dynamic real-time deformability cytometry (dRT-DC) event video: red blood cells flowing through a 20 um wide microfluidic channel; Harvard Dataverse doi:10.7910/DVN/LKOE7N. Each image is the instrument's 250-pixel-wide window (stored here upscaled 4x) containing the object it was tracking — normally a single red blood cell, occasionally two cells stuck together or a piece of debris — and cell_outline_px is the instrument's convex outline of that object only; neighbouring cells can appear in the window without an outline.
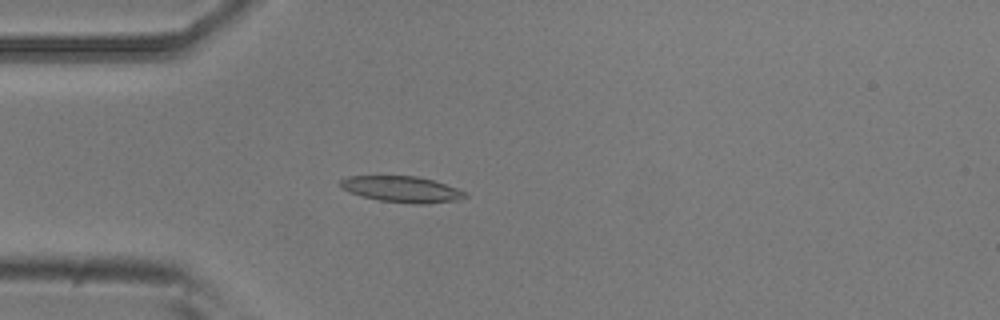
{"species": "common noctule bat (a hibernating species)", "species_latin": "Nyctalus noctula", "temperature_condition": "room temperature", "stored_images_in_passage": 51, "camera_frame_rate_fps": 3000, "um_per_image_px": 0.085, "animal": {"sex": "male", "body_mass_g": 20.5, "forearm_length_mm": 52.5}, "frame": {"image": 1, "passage_image": 12, "time_ms": 3.667, "image_size_px": [1000, 320], "cell_outline_px": [[468, 196], [460, 200], [424, 204], [416, 204], [380, 200], [360, 196], [344, 188], [340, 184], [340, 180], [348, 176], [416, 176], [432, 180], [456, 188], [464, 192]], "centroid_in_image_um": [34.18, 16.09], "position_along_channel_um": 50.8, "area_um2": 18.67}}
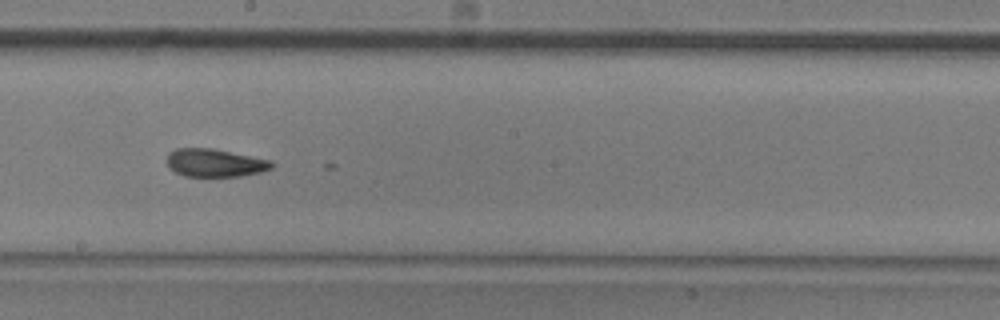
{"frame": {"image": 2, "passage_image": 27, "time_ms": 8.667, "image_size_px": [1000, 320], "cell_outline_px": [[276, 164], [272, 168], [260, 172], [240, 176], [184, 176], [168, 168], [168, 152], [176, 148], [212, 148], [272, 160]], "centroid_in_image_um": [18.29, 13.84], "position_along_channel_um": 229.9, "area_um2": 17.17}}
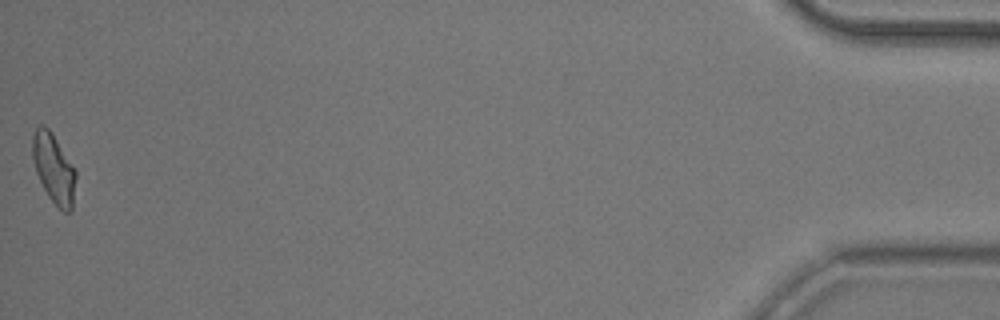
{"frame": {"image": 3, "passage_image": 51, "time_ms": 16.667, "image_size_px": [1000, 320], "cell_outline_px": [[76, 176], [72, 208], [68, 212], [64, 212], [48, 196], [36, 172], [32, 156], [32, 136], [36, 128], [40, 124], [44, 124], [52, 132], [76, 172]], "centroid_in_image_um": [4.55, 14.28], "position_along_channel_um": 430.7, "area_um2": 17.22}}